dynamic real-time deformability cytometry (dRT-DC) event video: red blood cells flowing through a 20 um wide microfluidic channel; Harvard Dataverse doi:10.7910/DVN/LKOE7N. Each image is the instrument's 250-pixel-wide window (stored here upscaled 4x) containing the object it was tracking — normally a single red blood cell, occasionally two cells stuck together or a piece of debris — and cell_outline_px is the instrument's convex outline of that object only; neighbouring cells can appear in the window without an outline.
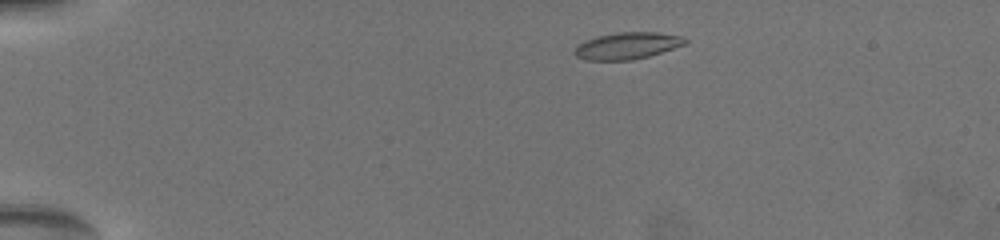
{"species": "common noctule bat (a hibernating species)", "species_latin": "Nyctalus noctula", "temperature_condition": "warm", "stored_images_in_passage": 13, "camera_frame_rate_fps": 3000, "um_per_image_px": 0.085, "animal": {"sex": "female", "body_mass_g": 19.5, "forearm_length_mm": 54.1}, "frame": {"image": 1, "passage_image": 4, "time_ms": 1.333, "image_size_px": [1000, 240], "cell_outline_px": [[688, 40], [684, 44], [648, 56], [632, 60], [584, 60], [576, 56], [576, 48], [580, 44], [588, 40], [600, 36], [620, 32], [652, 32], [680, 36]], "centroid_in_image_um": [53.32, 3.9], "position_along_channel_um": 31.7, "area_um2": 16.65}}
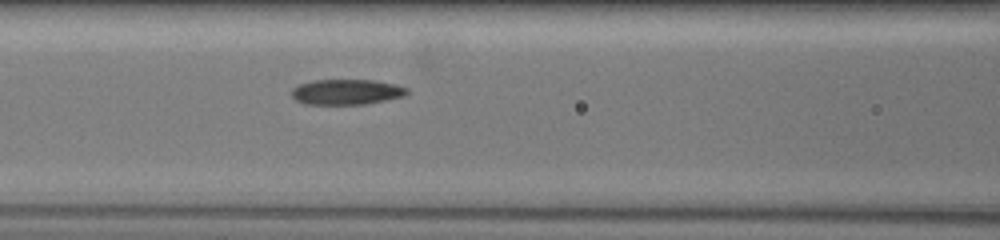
{"frame": {"image": 2, "passage_image": 9, "time_ms": 6.333, "image_size_px": [1000, 240], "cell_outline_px": [[408, 92], [404, 96], [364, 104], [304, 104], [296, 100], [292, 96], [292, 88], [300, 84], [312, 80], [376, 80], [396, 84], [408, 88]], "centroid_in_image_um": [29.45, 7.81], "position_along_channel_um": 137.1, "area_um2": 17.05}}
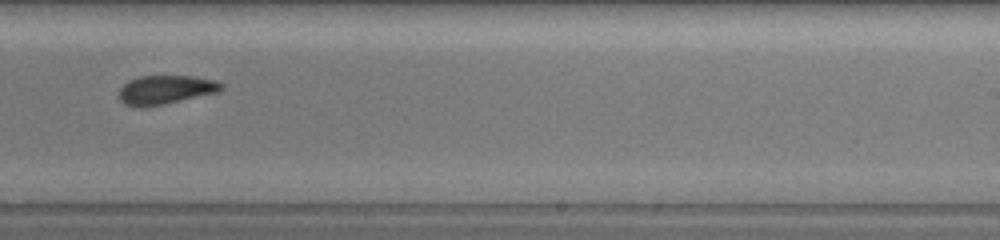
{"frame": {"image": 3, "passage_image": 13, "time_ms": 10.0, "image_size_px": [1000, 240], "cell_outline_px": [[220, 88], [216, 92], [164, 104], [144, 108], [136, 108], [124, 104], [120, 100], [120, 88], [128, 80], [140, 76], [192, 76], [212, 80], [220, 84]], "centroid_in_image_um": [13.96, 7.64], "position_along_channel_um": 275.0, "area_um2": 16.94}}